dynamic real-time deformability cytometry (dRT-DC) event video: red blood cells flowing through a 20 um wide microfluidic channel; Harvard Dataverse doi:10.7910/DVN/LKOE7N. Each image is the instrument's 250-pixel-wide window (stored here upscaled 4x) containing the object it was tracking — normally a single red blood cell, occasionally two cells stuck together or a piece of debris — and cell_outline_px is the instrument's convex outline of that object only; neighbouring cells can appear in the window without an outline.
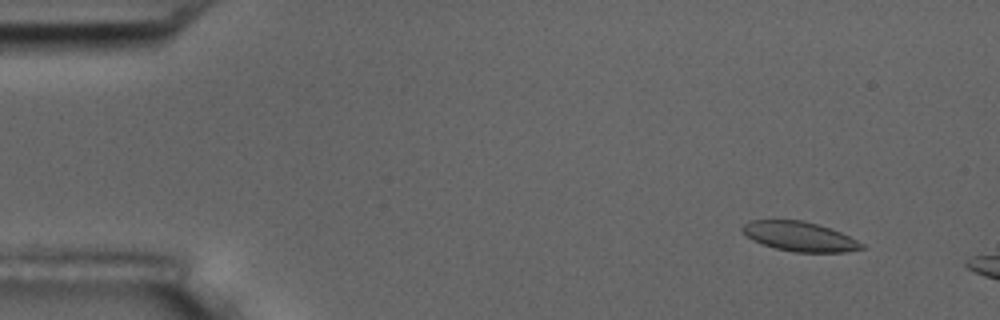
{"species": "common noctule bat (a hibernating species)", "species_latin": "Nyctalus noctula", "temperature_condition": "room temperature", "stored_images_in_passage": 54, "camera_frame_rate_fps": 3000, "um_per_image_px": 0.085, "animal": {"sex": "male", "body_mass_g": 17.5, "forearm_length_mm": 52.3}, "frame": {"image": 1, "passage_image": 6, "time_ms": 1.667, "image_size_px": [1000, 320], "cell_outline_px": [[868, 248], [844, 252], [792, 252], [776, 248], [752, 240], [740, 228], [744, 224], [752, 220], [804, 220], [840, 232], [864, 244]], "centroid_in_image_um": [67.98, 20.1], "position_along_channel_um": 17.0, "area_um2": 20.35}}
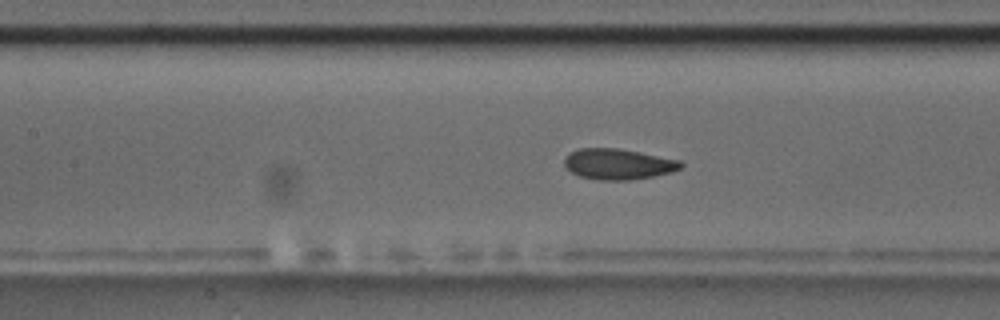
{"frame": {"image": 2, "passage_image": 26, "time_ms": 8.333, "image_size_px": [1000, 320], "cell_outline_px": [[684, 164], [680, 168], [672, 172], [652, 176], [628, 180], [600, 180], [580, 176], [572, 172], [564, 164], [564, 160], [572, 152], [580, 148], [620, 148], [680, 160]], "centroid_in_image_um": [52.57, 13.94], "position_along_channel_um": 154.8, "area_um2": 20.63}}
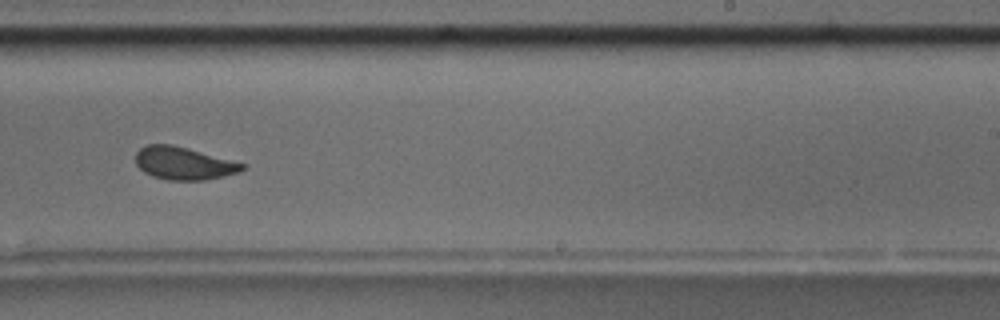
{"frame": {"image": 3, "passage_image": 36, "time_ms": 11.667, "image_size_px": [1000, 320], "cell_outline_px": [[244, 168], [240, 172], [224, 176], [204, 180], [168, 180], [152, 176], [144, 172], [136, 164], [136, 152], [140, 148], [148, 144], [172, 144], [188, 148], [244, 164]], "centroid_in_image_um": [15.58, 13.88], "position_along_channel_um": 273.4, "area_um2": 20.17}, "authors_computed_cell_mechanics": {"area_um2": 21.0392, "velocity_mm_per_s": 3.5782, "shape_relaxation_time_tau1_ms": 3.2253, "shape_relaxation_time_tau2_ms": 1.1576, "deformation_change_tau1": 0.0969, "deformation_change_tau2": 0.0514}}